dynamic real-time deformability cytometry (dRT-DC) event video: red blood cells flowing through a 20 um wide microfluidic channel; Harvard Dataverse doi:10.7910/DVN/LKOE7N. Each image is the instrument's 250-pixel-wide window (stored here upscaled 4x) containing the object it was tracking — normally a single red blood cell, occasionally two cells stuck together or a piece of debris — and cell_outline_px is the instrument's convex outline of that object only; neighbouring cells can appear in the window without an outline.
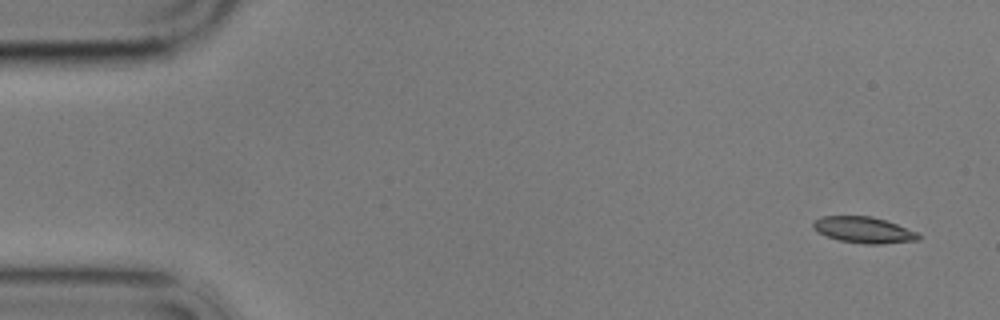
{"species": "common noctule bat (a hibernating species)", "species_latin": "Nyctalus noctula", "temperature_condition": "cold", "stored_images_in_passage": 4, "camera_frame_rate_fps": 3000, "um_per_image_px": 0.085, "animal": {"sex": "male", "body_mass_g": 17.9}, "frame": {"image": 1, "passage_image": 1, "time_ms": 0.0, "image_size_px": [1000, 320], "cell_outline_px": [[920, 240], [880, 244], [864, 244], [840, 240], [816, 232], [812, 228], [812, 220], [820, 216], [872, 216], [896, 224], [916, 232], [920, 236]], "centroid_in_image_um": [73.35, 19.54], "position_along_channel_um": 11.6, "area_um2": 16.07}}
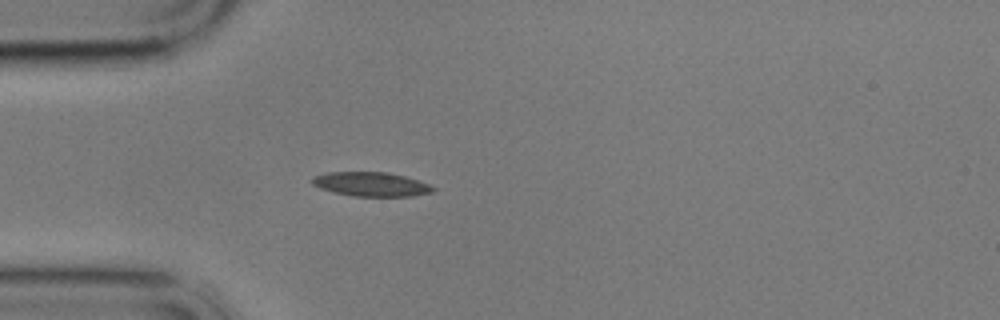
{"frame": {"image": 2, "passage_image": 4, "time_ms": 4.333, "image_size_px": [1000, 320], "cell_outline_px": [[436, 188], [432, 192], [412, 196], [352, 196], [332, 192], [320, 188], [312, 184], [312, 176], [328, 172], [388, 172], [404, 176], [428, 184]], "centroid_in_image_um": [31.51, 15.66], "position_along_channel_um": 53.5, "area_um2": 16.99}}